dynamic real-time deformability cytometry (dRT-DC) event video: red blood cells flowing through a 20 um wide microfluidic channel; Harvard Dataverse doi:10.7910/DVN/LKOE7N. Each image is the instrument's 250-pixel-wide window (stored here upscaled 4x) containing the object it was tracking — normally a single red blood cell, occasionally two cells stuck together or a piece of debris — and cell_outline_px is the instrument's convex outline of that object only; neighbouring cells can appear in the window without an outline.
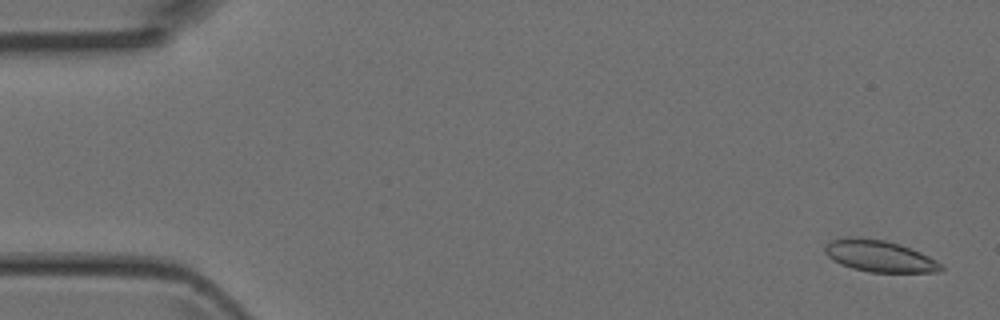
{"species": "Egyptian fruit bat (a non-hibernating species)", "species_latin": "Rousettus aegyptiacus", "temperature_condition": "room temperature", "stored_images_in_passage": 48, "segment_of_instrument_passage": [1, 2], "camera_frame_rate_fps": 3000, "um_per_image_px": 0.085, "animal": {"sex": "female"}, "frame": {"image": 1, "passage_image": 1, "time_ms": 0.0, "image_size_px": [1000, 320], "cell_outline_px": [[944, 268], [940, 272], [868, 272], [852, 268], [840, 264], [828, 256], [824, 252], [824, 248], [832, 240], [884, 240], [900, 244], [920, 252], [944, 264]], "centroid_in_image_um": [74.85, 21.83], "position_along_channel_um": 10.1, "area_um2": 20.63}}
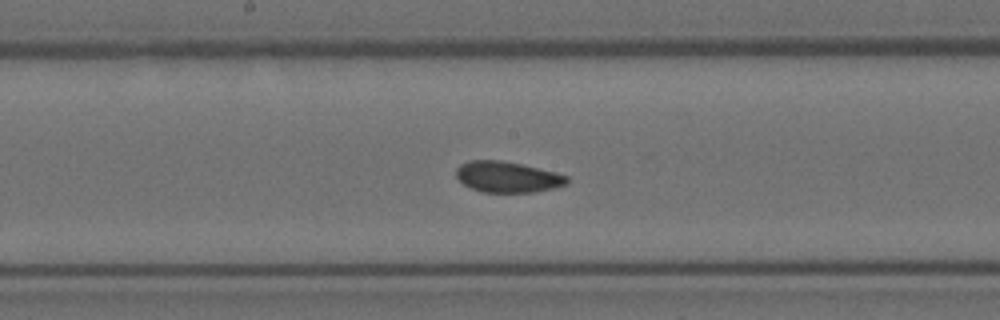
{"frame": {"image": 2, "passage_image": 24, "time_ms": 7.667, "image_size_px": [1000, 320], "cell_outline_px": [[568, 184], [556, 188], [532, 192], [484, 192], [472, 188], [464, 184], [456, 176], [456, 168], [460, 164], [468, 160], [500, 160], [520, 164], [556, 172], [568, 176]], "centroid_in_image_um": [43.15, 15.04], "position_along_channel_um": 205.1, "area_um2": 19.94}}
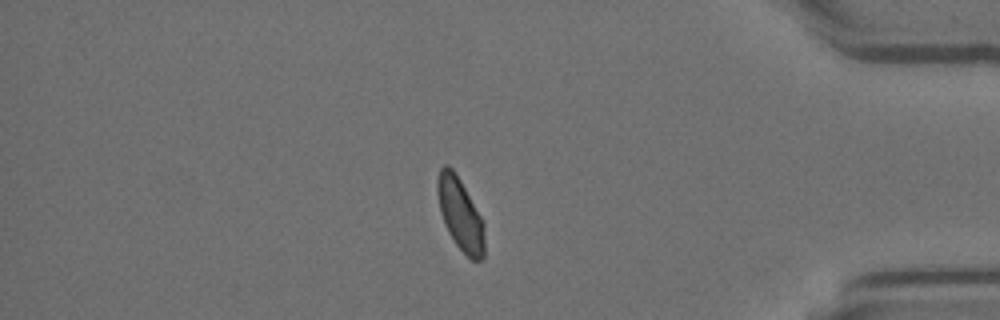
{"frame": {"image": 3, "passage_image": 40, "time_ms": 13.0, "image_size_px": [1000, 320], "cell_outline_px": [[484, 256], [480, 260], [472, 260], [456, 244], [448, 232], [444, 224], [440, 212], [436, 188], [436, 180], [440, 168], [444, 164], [448, 164], [452, 168], [460, 180], [480, 216], [484, 224]], "centroid_in_image_um": [39.09, 18.18], "position_along_channel_um": 396.1, "area_um2": 19.65}}